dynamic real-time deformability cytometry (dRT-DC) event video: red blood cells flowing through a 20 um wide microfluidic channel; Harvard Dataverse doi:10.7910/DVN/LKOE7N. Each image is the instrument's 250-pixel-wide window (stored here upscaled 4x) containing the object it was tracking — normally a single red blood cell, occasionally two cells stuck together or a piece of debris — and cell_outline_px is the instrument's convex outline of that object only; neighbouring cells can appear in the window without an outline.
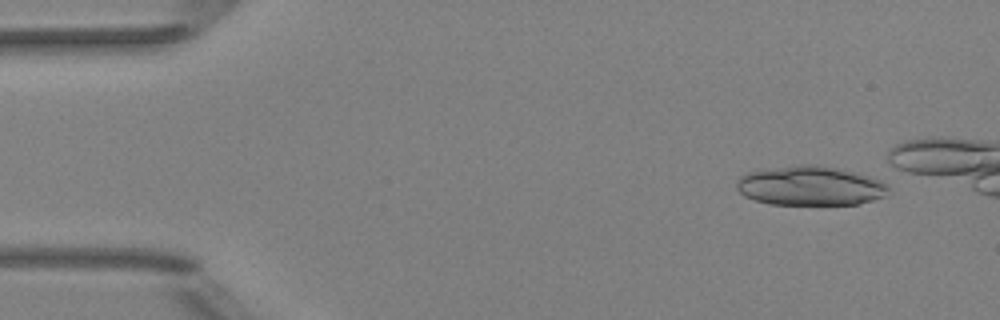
{"species": "Egyptian fruit bat (a non-hibernating species)", "species_latin": "Rousettus aegyptiacus", "temperature_condition": "room temperature", "stored_images_in_passage": 19, "camera_frame_rate_fps": 3000, "um_per_image_px": 0.085, "animal": {"sex": "female"}, "frame": {"image": 1, "passage_image": 4, "time_ms": 1.0, "image_size_px": [1000, 320], "cell_outline_px": [[888, 188], [884, 196], [872, 200], [856, 204], [768, 204], [744, 196], [736, 188], [736, 180], [740, 176], [748, 172], [804, 164], [808, 164], [836, 168], [856, 172], [880, 180], [888, 184]], "centroid_in_image_um": [68.85, 15.8], "position_along_channel_um": 16.2, "area_um2": 34.45}}